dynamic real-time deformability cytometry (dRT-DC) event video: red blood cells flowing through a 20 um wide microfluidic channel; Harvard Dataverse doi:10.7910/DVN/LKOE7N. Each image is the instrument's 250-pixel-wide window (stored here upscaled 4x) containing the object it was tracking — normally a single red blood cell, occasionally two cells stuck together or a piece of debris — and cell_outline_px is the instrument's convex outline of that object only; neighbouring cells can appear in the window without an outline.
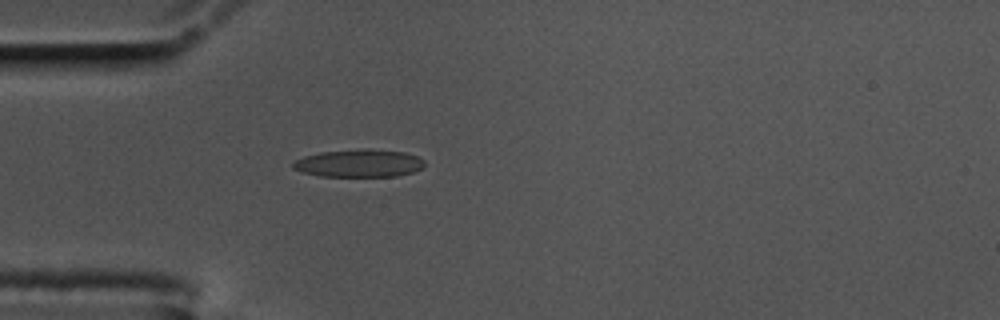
{"species": "common noctule bat (a hibernating species)", "species_latin": "Nyctalus noctula", "temperature_condition": "cold", "stored_images_in_passage": 42, "camera_frame_rate_fps": 3000, "um_per_image_px": 0.085, "animal": {"sex": "male", "body_mass_g": 17.5, "forearm_length_mm": 52.3}, "frame": {"image": 1, "passage_image": 1, "time_ms": 0.0, "image_size_px": [1000, 320], "cell_outline_px": [[424, 164], [420, 168], [412, 172], [396, 176], [320, 176], [304, 172], [292, 168], [292, 164], [296, 160], [304, 156], [320, 152], [404, 152], [416, 156], [424, 160]], "centroid_in_image_um": [30.48, 13.93], "position_along_channel_um": 54.5, "area_um2": 19.88}}
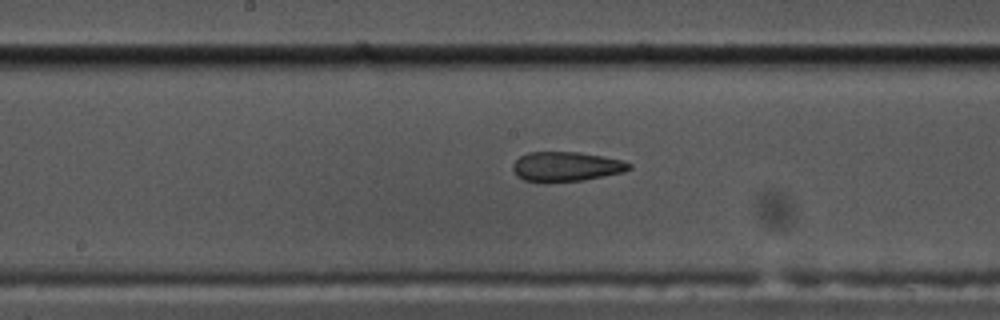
{"frame": {"image": 2, "passage_image": 14, "time_ms": 4.333, "image_size_px": [1000, 320], "cell_outline_px": [[632, 168], [624, 172], [584, 180], [524, 180], [516, 176], [512, 168], [512, 164], [520, 156], [528, 152], [580, 152], [624, 160], [632, 164]], "centroid_in_image_um": [48.17, 14.13], "position_along_channel_um": 200.0, "area_um2": 19.77}}
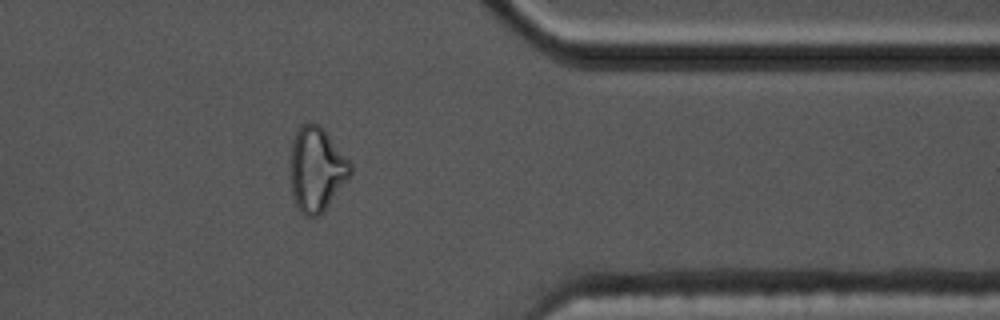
{"frame": {"image": 3, "passage_image": 31, "time_ms": 10.0, "image_size_px": [1000, 320], "cell_outline_px": [[352, 172], [324, 212], [316, 216], [304, 216], [296, 208], [292, 196], [288, 160], [292, 140], [300, 124], [308, 120], [312, 120], [320, 124], [324, 128], [352, 164]], "centroid_in_image_um": [26.85, 14.35], "position_along_channel_um": 384.5, "area_um2": 30.46}, "authors_computed_cell_mechanics": {"area_um2": 21.0103, "velocity_mm_per_s": 3.4933, "shape_relaxation_time_tau1_ms": null, "shape_relaxation_time_tau2_ms": 3.1916, "deformation_change_tau1": null, "deformation_change_tau2": 0.1201}}